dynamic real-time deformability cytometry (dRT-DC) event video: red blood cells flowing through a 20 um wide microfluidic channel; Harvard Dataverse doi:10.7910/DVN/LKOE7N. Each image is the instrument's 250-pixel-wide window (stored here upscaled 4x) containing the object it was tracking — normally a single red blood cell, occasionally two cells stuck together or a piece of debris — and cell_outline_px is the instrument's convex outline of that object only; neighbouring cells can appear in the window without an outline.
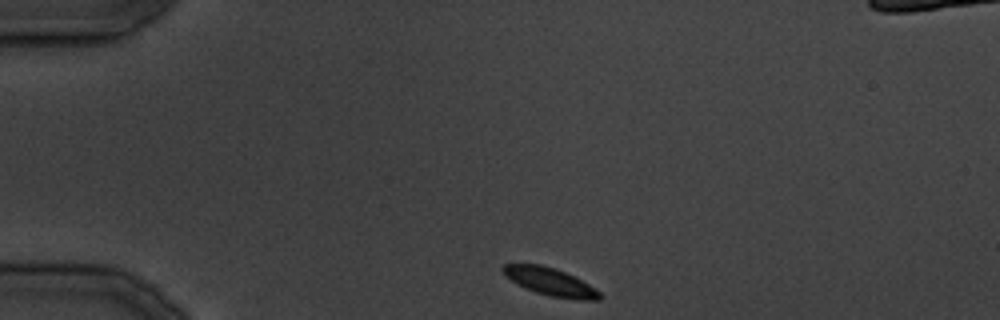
{"species": "common noctule bat (a hibernating species)", "species_latin": "Nyctalus noctula", "temperature_condition": "cold", "stored_images_in_passage": 9, "camera_frame_rate_fps": 3000, "um_per_image_px": 0.085, "animal": {"sex": "male", "body_mass_g": 19.5, "forearm_length_mm": 54.6}, "frame": {"image": 1, "passage_image": 1, "time_ms": 0.0, "image_size_px": [1000, 320], "cell_outline_px": [[600, 300], [576, 300], [552, 296], [536, 292], [524, 288], [516, 284], [504, 276], [500, 268], [504, 264], [540, 264], [556, 268], [596, 288], [600, 292]], "centroid_in_image_um": [46.72, 23.94], "position_along_channel_um": 38.3, "area_um2": 15.66}}
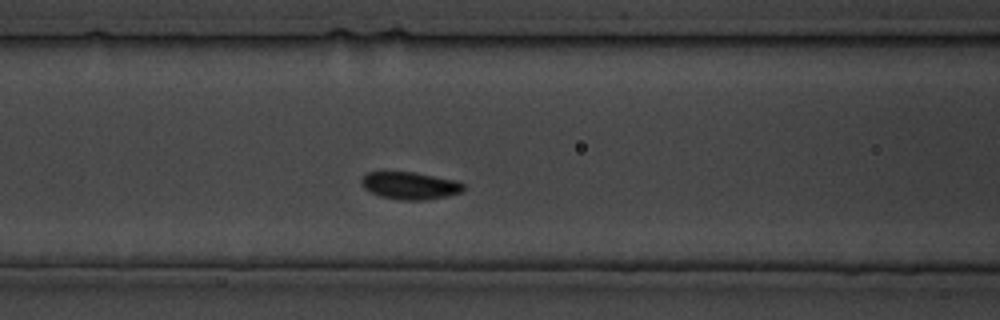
{"frame": {"image": 2, "passage_image": 9, "time_ms": 9.0, "image_size_px": [1000, 320], "cell_outline_px": [[464, 188], [460, 192], [444, 196], [424, 200], [400, 200], [380, 196], [364, 188], [360, 180], [368, 172], [416, 172], [456, 180], [464, 184]], "centroid_in_image_um": [34.84, 15.77], "position_along_channel_um": 131.8, "area_um2": 16.13}}